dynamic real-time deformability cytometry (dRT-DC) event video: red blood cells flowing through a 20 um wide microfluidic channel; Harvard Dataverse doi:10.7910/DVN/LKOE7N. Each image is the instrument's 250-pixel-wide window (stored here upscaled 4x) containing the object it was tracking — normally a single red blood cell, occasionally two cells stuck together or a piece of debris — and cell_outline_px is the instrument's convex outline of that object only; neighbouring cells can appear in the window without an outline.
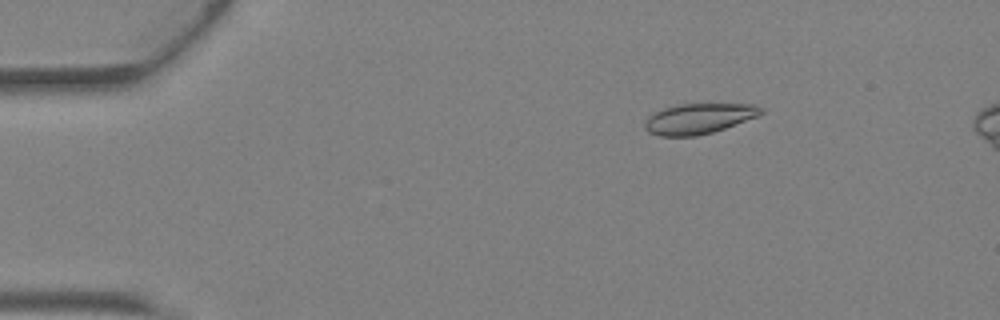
{"species": "Egyptian fruit bat (a non-hibernating species)", "species_latin": "Rousettus aegyptiacus", "temperature_condition": "warm", "stored_images_in_passage": 43, "camera_frame_rate_fps": 3000, "um_per_image_px": 0.085, "animal": {"sex": "female"}, "frame": {"image": 1, "passage_image": 6, "time_ms": 1.667, "image_size_px": [1000, 320], "cell_outline_px": [[764, 112], [756, 116], [724, 128], [712, 132], [696, 136], [660, 136], [648, 132], [644, 128], [644, 124], [648, 116], [664, 108], [676, 104], [756, 104], [764, 108]], "centroid_in_image_um": [59.37, 10.07], "position_along_channel_um": 25.6, "area_um2": 20.46}}
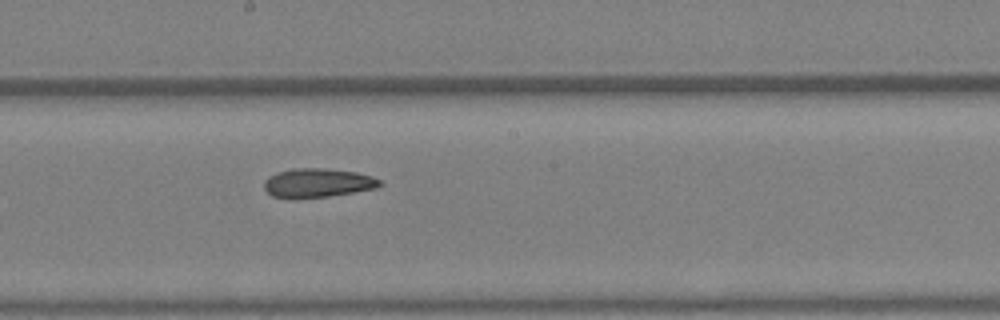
{"frame": {"image": 2, "passage_image": 23, "time_ms": 7.333, "image_size_px": [1000, 320], "cell_outline_px": [[384, 184], [376, 188], [328, 196], [288, 200], [272, 196], [264, 188], [264, 180], [268, 176], [276, 172], [292, 168], [324, 168], [356, 172], [372, 176], [380, 180]], "centroid_in_image_um": [26.95, 15.55], "position_along_channel_um": 221.3, "area_um2": 19.88}}
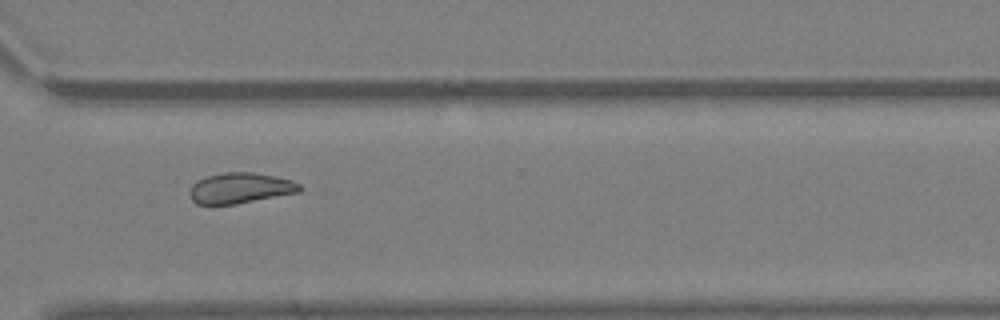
{"frame": {"image": 3, "passage_image": 31, "time_ms": 10.0, "image_size_px": [1000, 320], "cell_outline_px": [[304, 188], [300, 192], [236, 204], [196, 204], [192, 200], [188, 192], [192, 184], [196, 180], [204, 176], [224, 172], [252, 172], [276, 176], [292, 180], [300, 184]], "centroid_in_image_um": [20.41, 15.98], "position_along_channel_um": 350.2, "area_um2": 19.94}, "authors_computed_cell_mechanics": {"area_um2": 20.519, "velocity_mm_per_s": 4.8391, "shape_relaxation_time_tau1_ms": null, "shape_relaxation_time_tau2_ms": 3.6173, "deformation_change_tau1": null, "deformation_change_tau2": 0.0879}}